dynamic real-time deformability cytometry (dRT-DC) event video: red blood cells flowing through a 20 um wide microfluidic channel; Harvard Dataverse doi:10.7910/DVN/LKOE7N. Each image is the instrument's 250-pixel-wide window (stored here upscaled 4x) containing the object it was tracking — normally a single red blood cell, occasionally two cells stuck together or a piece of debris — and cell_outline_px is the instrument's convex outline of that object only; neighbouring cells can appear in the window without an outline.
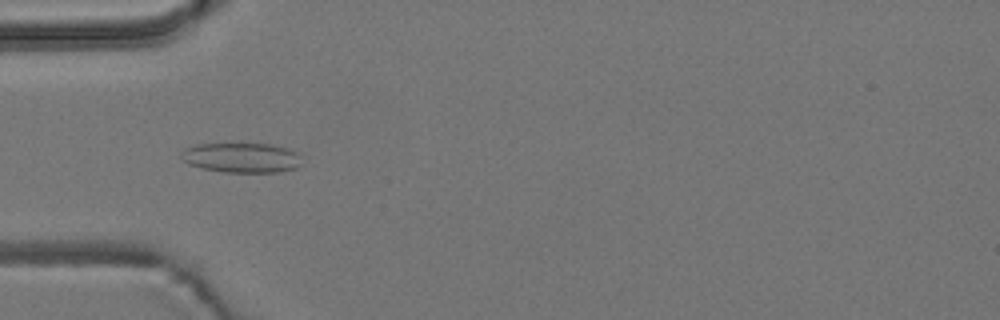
{"species": "common noctule bat (a hibernating species)", "species_latin": "Nyctalus noctula", "temperature_condition": "room temperature", "stored_images_in_passage": 56, "camera_frame_rate_fps": 3000, "um_per_image_px": 0.085, "animal": {"sex": "male", "body_mass_g": 19.2, "forearm_length_mm": 51.8}, "frame": {"image": 1, "passage_image": 18, "time_ms": 5.667, "image_size_px": [1000, 320], "cell_outline_px": [[300, 164], [296, 168], [280, 172], [224, 172], [200, 168], [188, 164], [180, 156], [180, 152], [184, 148], [196, 144], [272, 144], [288, 148], [296, 152], [300, 156]], "centroid_in_image_um": [20.51, 13.4], "position_along_channel_um": 64.5, "area_um2": 21.1}}
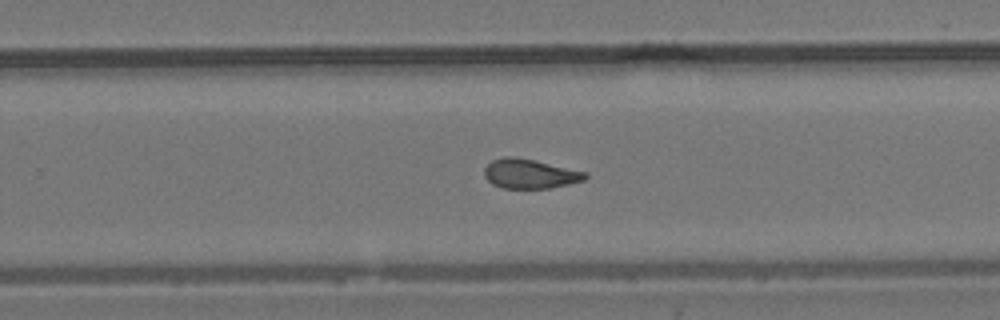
{"frame": {"image": 2, "passage_image": 36, "time_ms": 11.667, "image_size_px": [1000, 320], "cell_outline_px": [[588, 176], [584, 180], [552, 188], [504, 188], [492, 184], [484, 176], [484, 168], [492, 160], [504, 156], [516, 156], [588, 172]], "centroid_in_image_um": [45.04, 14.76], "position_along_channel_um": 284.8, "area_um2": 17.4}}
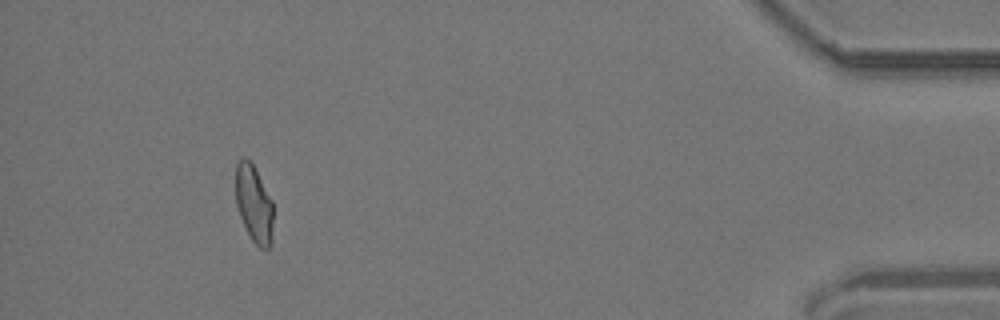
{"frame": {"image": 3, "passage_image": 52, "time_ms": 17.0, "image_size_px": [1000, 320], "cell_outline_px": [[272, 244], [268, 248], [260, 248], [252, 240], [240, 216], [236, 204], [236, 164], [244, 156], [252, 164], [272, 200]], "centroid_in_image_um": [21.58, 17.34], "position_along_channel_um": 413.6, "area_um2": 16.59}, "authors_computed_cell_mechanics": {"area_um2": 17.8024, "velocity_mm_per_s": 3.6847, "shape_relaxation_time_tau1_ms": null, "shape_relaxation_time_tau2_ms": 2.6735, "deformation_change_tau1": null, "deformation_change_tau2": 0.0989}}